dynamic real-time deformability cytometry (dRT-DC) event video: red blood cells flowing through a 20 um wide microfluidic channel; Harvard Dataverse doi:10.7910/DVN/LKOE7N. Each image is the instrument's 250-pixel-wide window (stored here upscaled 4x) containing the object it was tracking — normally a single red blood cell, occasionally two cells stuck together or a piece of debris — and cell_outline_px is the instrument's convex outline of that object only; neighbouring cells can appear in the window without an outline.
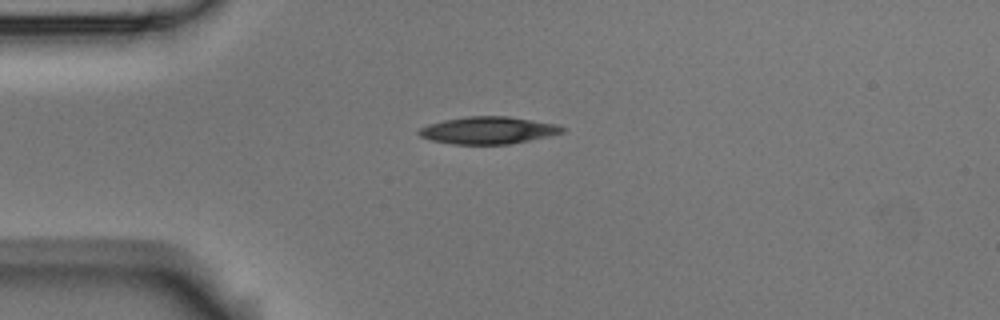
{"species": "Egyptian fruit bat (a non-hibernating species)", "species_latin": "Rousettus aegyptiacus", "temperature_condition": "room temperature", "stored_images_in_passage": 43, "camera_frame_rate_fps": 3000, "um_per_image_px": 0.085, "animal": {"sex": "male"}, "frame": {"image": 1, "passage_image": 1, "time_ms": 0.0, "image_size_px": [1000, 320], "cell_outline_px": [[568, 128], [564, 132], [548, 136], [508, 144], [452, 144], [432, 140], [420, 136], [416, 132], [420, 128], [428, 124], [444, 120], [468, 116], [508, 116], [556, 124]], "centroid_in_image_um": [41.49, 11.07], "position_along_channel_um": 43.5, "area_um2": 22.66}}
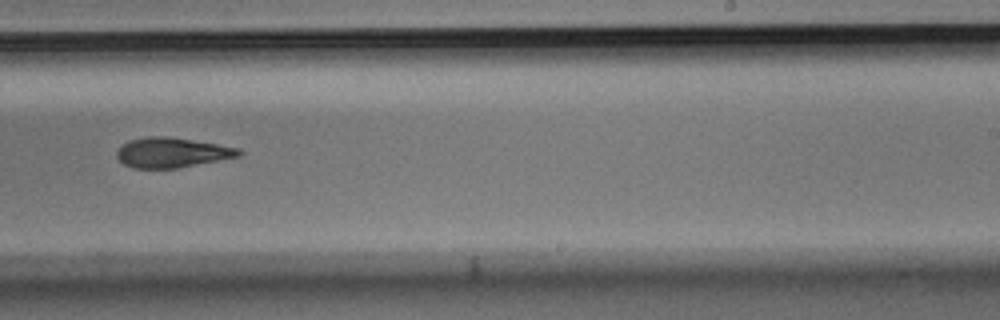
{"frame": {"image": 2, "passage_image": 22, "time_ms": 7.0, "image_size_px": [1000, 320], "cell_outline_px": [[244, 152], [240, 156], [176, 168], [132, 168], [124, 164], [116, 156], [116, 152], [120, 144], [128, 140], [148, 136], [168, 136], [240, 148]], "centroid_in_image_um": [14.58, 12.96], "position_along_channel_um": 274.4, "area_um2": 21.33}}
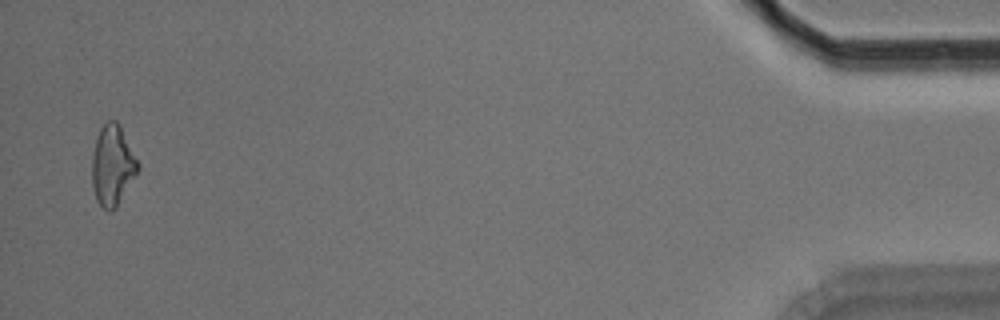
{"frame": {"image": 3, "passage_image": 42, "time_ms": 13.667, "image_size_px": [1000, 320], "cell_outline_px": [[140, 168], [116, 208], [112, 212], [108, 212], [96, 200], [92, 184], [92, 156], [96, 136], [100, 128], [108, 120], [116, 120], [120, 124], [140, 164]], "centroid_in_image_um": [9.57, 14.05], "position_along_channel_um": 425.6, "area_um2": 21.73}, "authors_computed_cell_mechanics": {"area_um2": 21.8484, "velocity_mm_per_s": 3.5681, "shape_relaxation_time_tau1_ms": 6.1881, "shape_relaxation_time_tau2_ms": 8.7278, "deformation_change_tau1": 0.1544, "deformation_change_tau2": 0.1977}}